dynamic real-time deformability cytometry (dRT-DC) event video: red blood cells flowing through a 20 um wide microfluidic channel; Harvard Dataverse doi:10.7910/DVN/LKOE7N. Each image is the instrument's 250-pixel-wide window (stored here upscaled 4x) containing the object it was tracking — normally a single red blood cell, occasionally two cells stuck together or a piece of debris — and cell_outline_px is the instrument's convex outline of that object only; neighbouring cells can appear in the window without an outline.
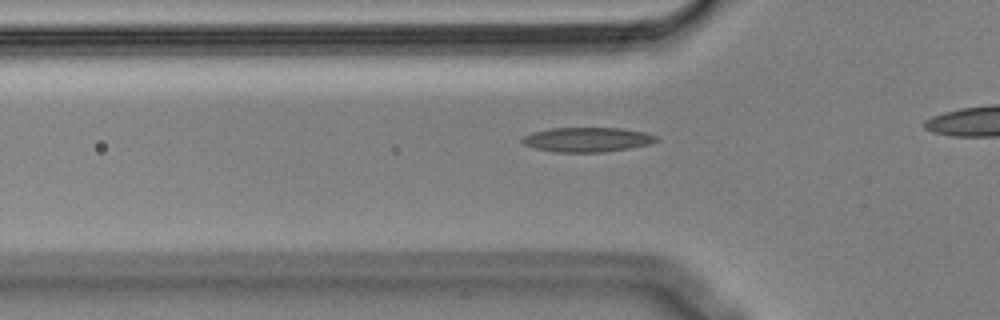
{"species": "Egyptian fruit bat (a non-hibernating species)", "species_latin": "Rousettus aegyptiacus", "temperature_condition": "cold", "stored_images_in_passage": 40, "camera_frame_rate_fps": 3000, "um_per_image_px": 0.085, "animal": {"sex": "male"}, "frame": {"image": 1, "passage_image": 13, "time_ms": 4.0, "image_size_px": [1000, 320], "cell_outline_px": [[660, 140], [652, 144], [628, 148], [600, 152], [552, 152], [536, 148], [524, 144], [520, 140], [524, 136], [532, 132], [552, 128], [620, 128], [644, 132], [660, 136]], "centroid_in_image_um": [49.95, 11.86], "position_along_channel_um": 75.8, "area_um2": 19.25}}
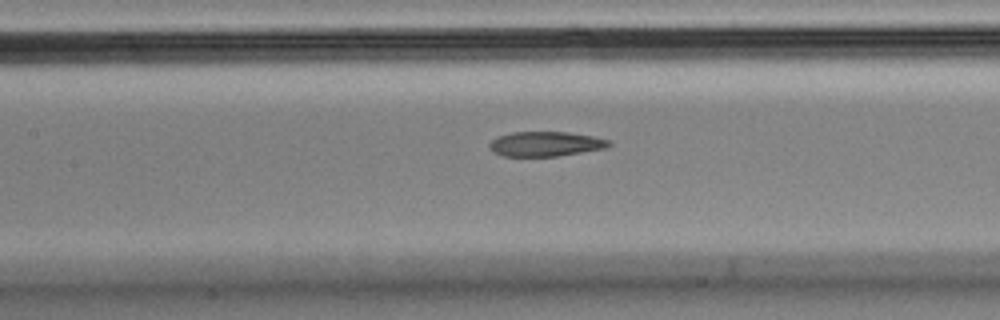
{"frame": {"image": 2, "passage_image": 20, "time_ms": 6.333, "image_size_px": [1000, 320], "cell_outline_px": [[612, 144], [604, 148], [560, 156], [504, 156], [492, 152], [488, 144], [492, 140], [500, 136], [512, 132], [568, 132], [592, 136], [608, 140]], "centroid_in_image_um": [46.35, 12.24], "position_along_channel_um": 161.1, "area_um2": 17.11}}
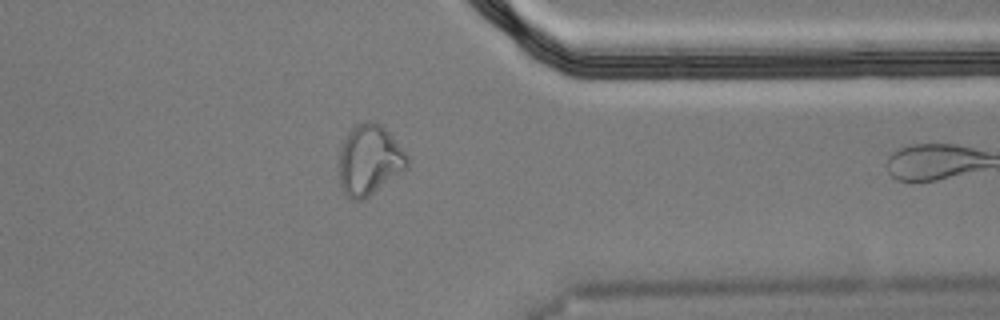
{"frame": {"image": 3, "passage_image": 39, "time_ms": 12.667, "image_size_px": [1000, 320], "cell_outline_px": [[408, 168], [368, 196], [360, 200], [352, 200], [344, 192], [340, 184], [340, 148], [348, 132], [356, 124], [380, 124], [388, 132], [408, 156]], "centroid_in_image_um": [31.4, 13.63], "position_along_channel_um": 380.0, "area_um2": 27.17}}